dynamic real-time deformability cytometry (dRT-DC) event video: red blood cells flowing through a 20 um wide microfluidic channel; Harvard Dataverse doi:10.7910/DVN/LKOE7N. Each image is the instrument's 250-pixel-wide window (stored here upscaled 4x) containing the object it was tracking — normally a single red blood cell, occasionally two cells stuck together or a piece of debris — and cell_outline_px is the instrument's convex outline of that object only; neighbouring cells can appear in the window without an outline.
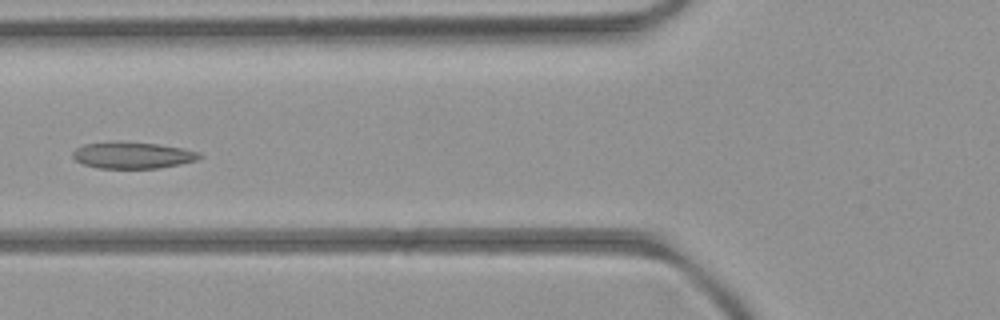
{"species": "common noctule bat (a hibernating species)", "species_latin": "Nyctalus noctula", "temperature_condition": "room temperature", "stored_images_in_passage": 6, "camera_frame_rate_fps": 3000, "um_per_image_px": 0.085, "animal": {"sex": "female", "body_mass_g": 21.9}, "frame": {"image": 1, "passage_image": 5, "time_ms": 4.667, "image_size_px": [1000, 320], "cell_outline_px": [[204, 156], [196, 160], [180, 164], [160, 168], [100, 168], [84, 164], [76, 160], [72, 156], [72, 152], [76, 148], [84, 144], [156, 144], [180, 148], [200, 152]], "centroid_in_image_um": [11.32, 13.24], "position_along_channel_um": 114.5, "area_um2": 18.67}}
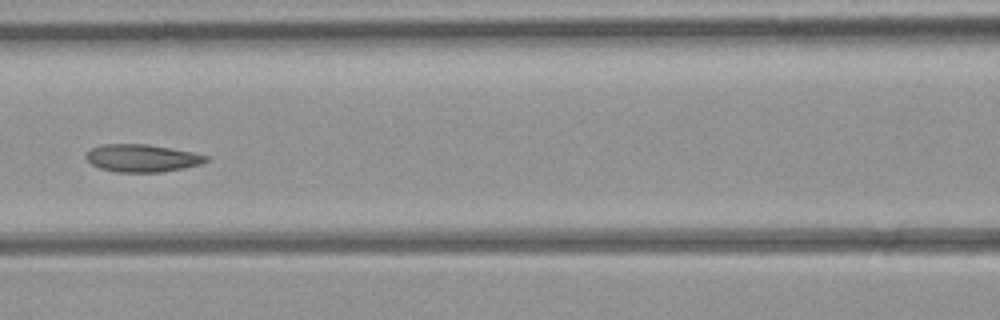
{"frame": {"image": 2, "passage_image": 6, "time_ms": 5.667, "image_size_px": [1000, 320], "cell_outline_px": [[208, 160], [200, 164], [184, 168], [160, 172], [116, 172], [100, 168], [92, 164], [84, 156], [92, 148], [104, 144], [148, 144], [192, 152], [208, 156]], "centroid_in_image_um": [12.07, 13.44], "position_along_channel_um": 154.5, "area_um2": 19.13}}